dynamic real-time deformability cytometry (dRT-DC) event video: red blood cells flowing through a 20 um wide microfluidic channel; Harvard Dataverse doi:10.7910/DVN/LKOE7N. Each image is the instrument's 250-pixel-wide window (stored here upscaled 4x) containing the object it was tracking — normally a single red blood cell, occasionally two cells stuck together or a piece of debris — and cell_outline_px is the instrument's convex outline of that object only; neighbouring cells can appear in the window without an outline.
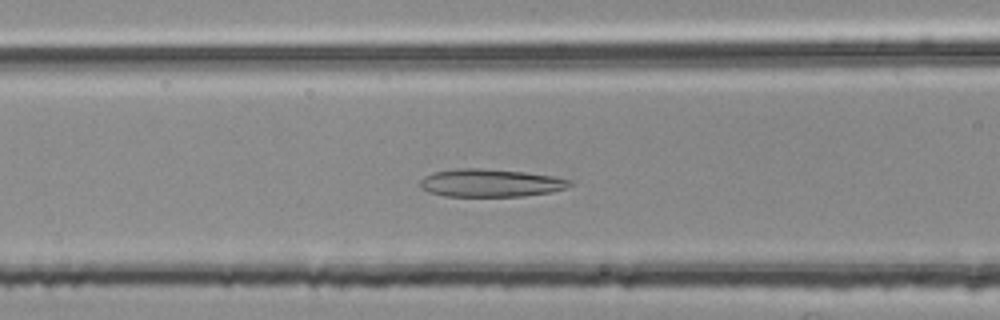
{"species": "common noctule bat (a hibernating species)", "species_latin": "Nyctalus noctula", "temperature_condition": "room temperature", "stored_images_in_passage": 50, "camera_frame_rate_fps": 3000, "um_per_image_px": 0.085, "animal": {"sex": "female", "body_mass_g": 25.1}, "frame": {"image": 1, "passage_image": 21, "time_ms": 6.667, "image_size_px": [1000, 320], "cell_outline_px": [[576, 184], [568, 188], [548, 192], [524, 196], [444, 196], [428, 192], [420, 188], [420, 180], [424, 176], [432, 172], [460, 168], [480, 168], [524, 172], [556, 176], [572, 180]], "centroid_in_image_um": [41.72, 15.55], "position_along_channel_um": 124.9, "area_um2": 24.57}}
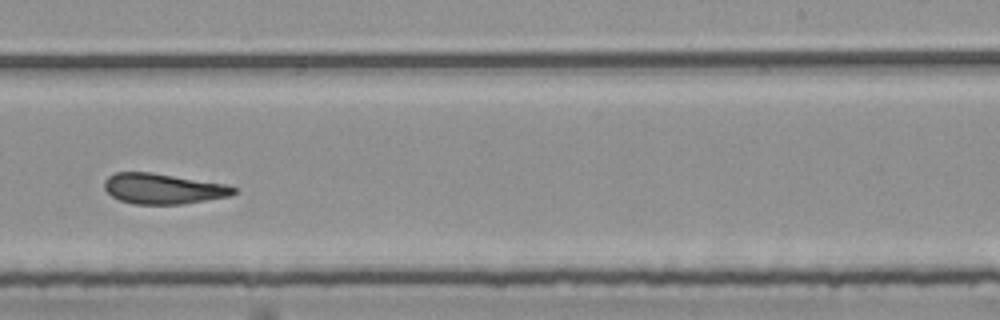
{"frame": {"image": 2, "passage_image": 33, "time_ms": 10.667, "image_size_px": [1000, 320], "cell_outline_px": [[236, 192], [232, 196], [184, 204], [132, 204], [120, 200], [112, 196], [104, 188], [104, 180], [108, 176], [116, 172], [152, 172], [228, 184], [236, 188]], "centroid_in_image_um": [13.89, 16.04], "position_along_channel_um": 275.1, "area_um2": 23.24}}
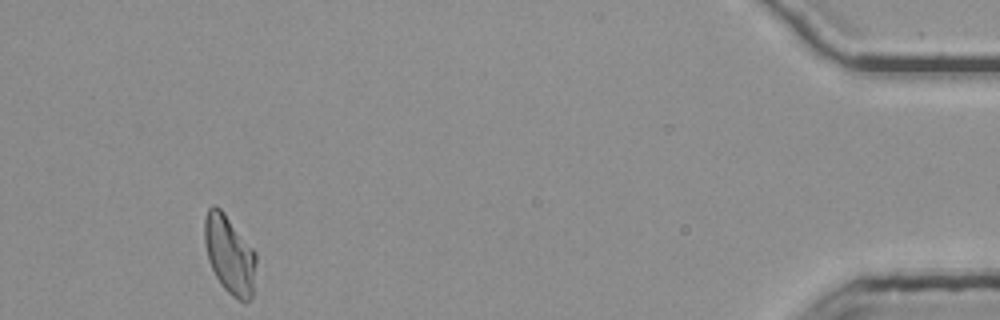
{"frame": {"image": 3, "passage_image": 50, "time_ms": 16.333, "image_size_px": [1000, 320], "cell_outline_px": [[256, 264], [252, 296], [244, 304], [232, 296], [220, 284], [208, 260], [204, 244], [204, 220], [208, 208], [212, 204], [216, 204], [224, 212], [256, 252]], "centroid_in_image_um": [19.5, 21.63], "position_along_channel_um": 415.7, "area_um2": 23.76}, "authors_computed_cell_mechanics": {"area_um2": 23.7269, "velocity_mm_per_s": 3.7641, "shape_relaxation_time_tau1_ms": null, "shape_relaxation_time_tau2_ms": 4.7532, "deformation_change_tau1": null, "deformation_change_tau2": 0.1309}}